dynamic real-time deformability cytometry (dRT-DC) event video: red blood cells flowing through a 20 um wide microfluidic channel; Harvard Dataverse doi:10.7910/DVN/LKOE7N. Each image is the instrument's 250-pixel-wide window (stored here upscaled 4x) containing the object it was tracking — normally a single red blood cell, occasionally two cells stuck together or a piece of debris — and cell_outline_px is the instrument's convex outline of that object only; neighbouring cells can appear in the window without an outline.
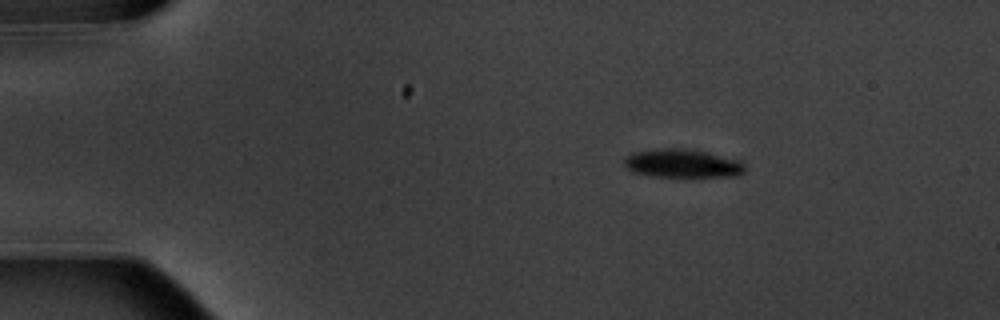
{"species": "common noctule bat (a hibernating species)", "species_latin": "Nyctalus noctula", "temperature_condition": "warm", "stored_images_in_passage": 11, "camera_frame_rate_fps": 3000, "um_per_image_px": 0.085, "animal": {"sex": "male", "body_mass_g": 20.1, "forearm_length_mm": 53.5}, "frame": {"image": 1, "passage_image": 1, "time_ms": 0.0, "image_size_px": [1000, 320], "cell_outline_px": [[744, 172], [740, 176], [656, 176], [632, 172], [624, 164], [624, 156], [632, 152], [656, 148], [688, 148], [708, 152], [740, 160], [744, 164]], "centroid_in_image_um": [57.99, 13.87], "position_along_channel_um": 27.0, "area_um2": 20.17}}
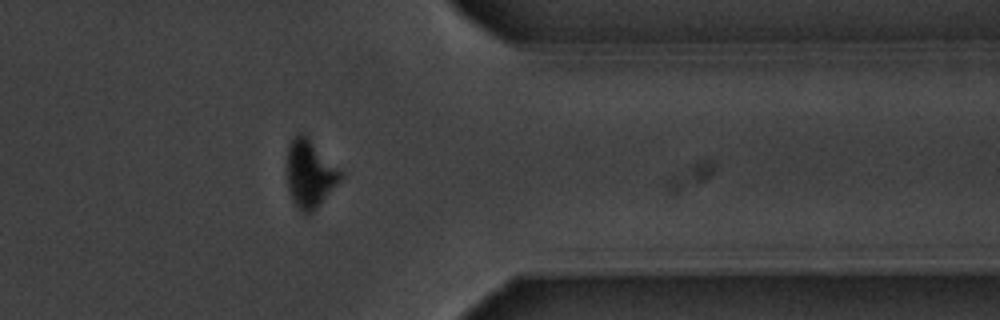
{"frame": {"image": 2, "passage_image": 11, "time_ms": 12.333, "image_size_px": [1000, 320], "cell_outline_px": [[344, 176], [316, 208], [308, 216], [304, 216], [296, 208], [292, 200], [288, 188], [284, 172], [288, 144], [292, 136], [300, 132], [304, 132], [344, 172]], "centroid_in_image_um": [26.29, 14.74], "position_along_channel_um": 385.1, "area_um2": 22.2}, "authors_computed_cell_mechanics": {"area_um2": 22.3686, "velocity_mm_per_s": 3.5679, "shape_relaxation_time_tau1_ms": 2.1702, "shape_relaxation_time_tau2_ms": null, "deformation_change_tau1": 0.1108, "deformation_change_tau2": null}}